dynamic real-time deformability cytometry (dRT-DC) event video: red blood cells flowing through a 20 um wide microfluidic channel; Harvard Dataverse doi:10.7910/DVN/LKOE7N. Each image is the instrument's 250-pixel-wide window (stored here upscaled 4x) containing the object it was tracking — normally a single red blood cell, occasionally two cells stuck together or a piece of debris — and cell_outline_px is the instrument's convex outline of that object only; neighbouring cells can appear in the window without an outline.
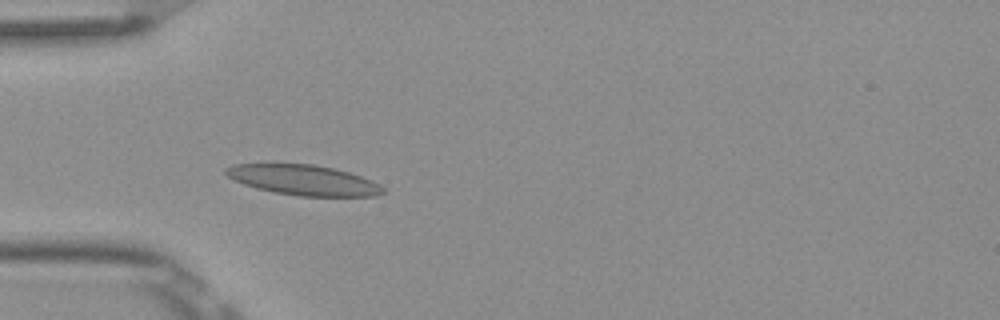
{"species": "Egyptian fruit bat (a non-hibernating species)", "species_latin": "Rousettus aegyptiacus", "temperature_condition": "room temperature", "stored_images_in_passage": 5, "camera_frame_rate_fps": 3000, "um_per_image_px": 0.085, "frame": {"image": 1, "passage_image": 5, "time_ms": 1.333, "image_size_px": [1000, 320], "cell_outline_px": [[388, 192], [376, 196], [300, 196], [276, 192], [256, 188], [244, 184], [228, 176], [224, 172], [224, 168], [232, 164], [312, 164], [332, 168], [348, 172], [372, 180], [380, 184]], "centroid_in_image_um": [25.83, 15.31], "position_along_channel_um": 59.2, "area_um2": 27.57}}